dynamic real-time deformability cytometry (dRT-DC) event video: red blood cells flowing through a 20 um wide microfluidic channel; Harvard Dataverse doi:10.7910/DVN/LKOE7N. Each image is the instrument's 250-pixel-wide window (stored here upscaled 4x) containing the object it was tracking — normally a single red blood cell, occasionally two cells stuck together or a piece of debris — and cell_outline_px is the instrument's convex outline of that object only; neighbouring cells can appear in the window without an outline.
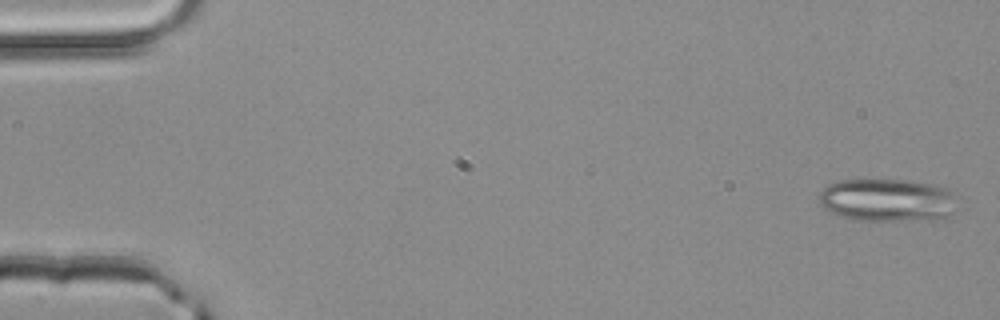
{"species": "common noctule bat (a hibernating species)", "species_latin": "Nyctalus noctula", "temperature_condition": "room temperature", "stored_images_in_passage": 3, "camera_frame_rate_fps": 3000, "um_per_image_px": 0.085, "animal": {"sex": "male", "body_mass_g": 20.4}, "frame": {"image": 1, "passage_image": 1, "time_ms": 0.0, "image_size_px": [1000, 320], "cell_outline_px": [[956, 208], [944, 220], [852, 220], [840, 216], [824, 208], [820, 200], [820, 192], [828, 184], [840, 180], [912, 180], [936, 184], [952, 188], [956, 192]], "centroid_in_image_um": [75.54, 17.0], "position_along_channel_um": 9.5, "area_um2": 35.26}}